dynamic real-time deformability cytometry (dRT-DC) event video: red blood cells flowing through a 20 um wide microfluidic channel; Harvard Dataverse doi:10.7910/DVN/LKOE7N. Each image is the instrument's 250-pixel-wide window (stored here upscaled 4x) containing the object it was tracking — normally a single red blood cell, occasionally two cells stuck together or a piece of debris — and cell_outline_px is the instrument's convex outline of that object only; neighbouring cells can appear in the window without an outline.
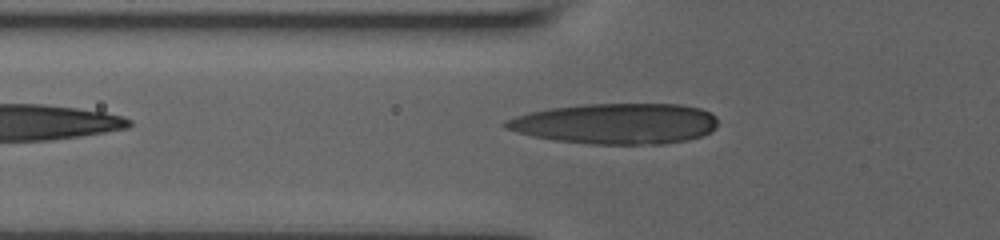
{"species": "human", "species_latin": "Homo sapiens", "temperature_condition": "room temperature", "stored_images_in_passage": 6, "camera_frame_rate_fps": 3000, "um_per_image_px": 0.085, "donor": {"sex": "male"}, "frame": {"image": 1, "passage_image": 6, "time_ms": 3.0, "image_size_px": [1000, 240], "cell_outline_px": [[716, 124], [708, 132], [700, 136], [688, 140], [664, 144], [592, 144], [556, 140], [516, 132], [504, 128], [504, 120], [528, 112], [548, 108], [580, 104], [680, 104], [700, 108], [712, 112], [716, 116]], "centroid_in_image_um": [52.33, 10.5], "position_along_channel_um": 73.5, "area_um2": 50.34}}